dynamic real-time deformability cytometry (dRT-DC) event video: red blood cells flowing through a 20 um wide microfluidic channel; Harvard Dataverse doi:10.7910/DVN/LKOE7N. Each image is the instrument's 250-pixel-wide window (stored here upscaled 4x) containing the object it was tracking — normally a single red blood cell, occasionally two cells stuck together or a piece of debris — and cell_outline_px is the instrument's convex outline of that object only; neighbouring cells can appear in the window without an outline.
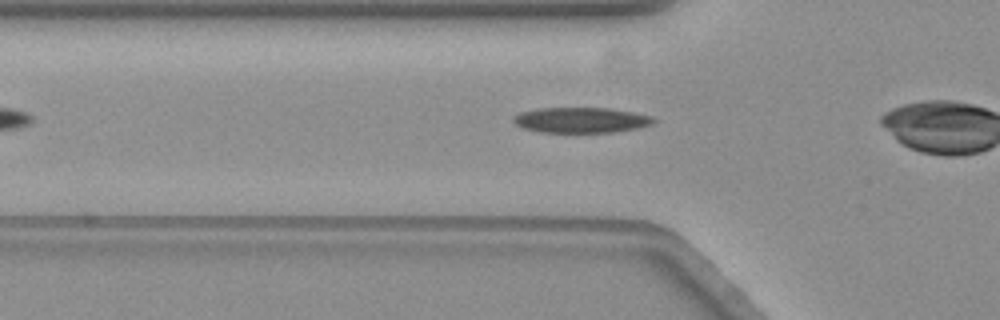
{"species": "common noctule bat (a hibernating species)", "species_latin": "Nyctalus noctula", "temperature_condition": "warm", "stored_images_in_passage": 33, "camera_frame_rate_fps": 3000, "um_per_image_px": 0.085, "animal": {"sex": "female", "body_mass_g": 19.3, "forearm_length_mm": 54.1}, "frame": {"image": 1, "passage_image": 6, "time_ms": 1.667, "image_size_px": [1000, 320], "cell_outline_px": [[656, 120], [652, 124], [636, 128], [612, 132], [540, 132], [524, 128], [516, 124], [512, 120], [520, 112], [536, 108], [608, 108], [632, 112], [652, 116]], "centroid_in_image_um": [49.38, 10.2], "position_along_channel_um": 76.4, "area_um2": 20.58}}